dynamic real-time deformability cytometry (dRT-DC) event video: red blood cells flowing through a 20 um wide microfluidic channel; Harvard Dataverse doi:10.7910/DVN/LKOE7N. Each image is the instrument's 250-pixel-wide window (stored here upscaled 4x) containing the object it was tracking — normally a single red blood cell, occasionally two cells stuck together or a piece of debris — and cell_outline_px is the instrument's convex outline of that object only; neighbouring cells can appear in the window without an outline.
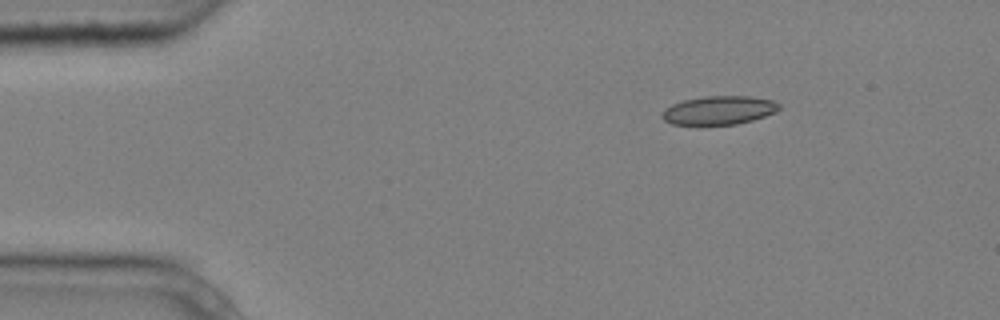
{"species": "common noctule bat (a hibernating species)", "species_latin": "Nyctalus noctula", "temperature_condition": "cold", "stored_images_in_passage": 3, "camera_frame_rate_fps": 3000, "um_per_image_px": 0.085, "animal": {"sex": "male", "body_mass_g": 20.4}, "frame": {"image": 1, "passage_image": 1, "time_ms": 0.0, "image_size_px": [1000, 320], "cell_outline_px": [[780, 108], [776, 112], [752, 120], [736, 124], [672, 124], [664, 120], [660, 116], [664, 108], [672, 104], [684, 100], [704, 96], [752, 96], [772, 100], [780, 104]], "centroid_in_image_um": [61.1, 9.36], "position_along_channel_um": 23.9, "area_um2": 19.48}}